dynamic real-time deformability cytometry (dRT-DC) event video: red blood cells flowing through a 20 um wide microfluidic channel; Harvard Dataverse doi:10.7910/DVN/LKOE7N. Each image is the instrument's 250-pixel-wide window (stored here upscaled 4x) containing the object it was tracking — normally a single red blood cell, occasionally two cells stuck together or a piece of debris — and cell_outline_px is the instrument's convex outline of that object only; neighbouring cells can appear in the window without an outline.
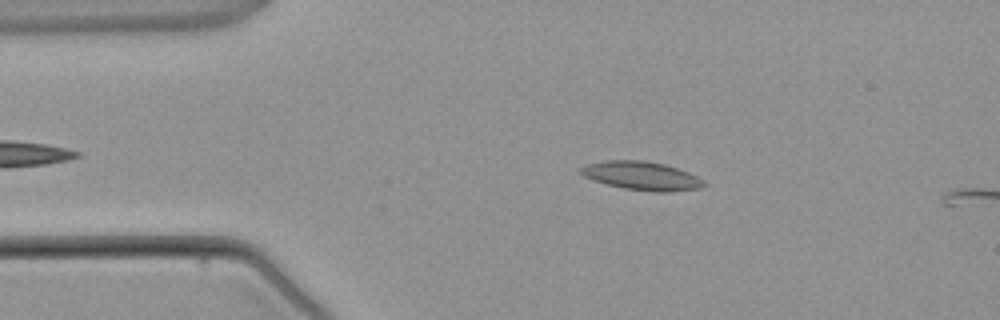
{"species": "common noctule bat (a hibernating species)", "species_latin": "Nyctalus noctula", "temperature_condition": "warm", "stored_images_in_passage": 3, "camera_frame_rate_fps": 3000, "um_per_image_px": 0.085, "animal": {"sex": "male", "body_mass_g": 21.5, "forearm_length_mm": 52.0}, "frame": {"image": 1, "passage_image": 2, "time_ms": 1.333, "image_size_px": [1000, 320], "cell_outline_px": [[708, 184], [700, 188], [668, 192], [656, 192], [624, 188], [608, 184], [584, 176], [580, 172], [580, 168], [588, 164], [604, 160], [644, 160], [664, 164], [688, 172], [704, 180]], "centroid_in_image_um": [54.58, 14.94], "position_along_channel_um": 30.4, "area_um2": 20.29}}